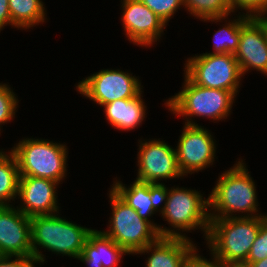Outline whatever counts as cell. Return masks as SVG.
<instances>
[{
    "label": "cell",
    "instance_id": "cell-1",
    "mask_svg": "<svg viewBox=\"0 0 267 267\" xmlns=\"http://www.w3.org/2000/svg\"><path fill=\"white\" fill-rule=\"evenodd\" d=\"M170 188L165 184L161 186V203L164 205L160 207V214L173 228L159 225V236L190 239L183 232L201 229L206 240L210 223L209 199L204 198L200 191L191 188H179L175 185Z\"/></svg>",
    "mask_w": 267,
    "mask_h": 267
},
{
    "label": "cell",
    "instance_id": "cell-2",
    "mask_svg": "<svg viewBox=\"0 0 267 267\" xmlns=\"http://www.w3.org/2000/svg\"><path fill=\"white\" fill-rule=\"evenodd\" d=\"M267 214L257 217L210 218L206 238L212 261L222 266L242 265Z\"/></svg>",
    "mask_w": 267,
    "mask_h": 267
},
{
    "label": "cell",
    "instance_id": "cell-3",
    "mask_svg": "<svg viewBox=\"0 0 267 267\" xmlns=\"http://www.w3.org/2000/svg\"><path fill=\"white\" fill-rule=\"evenodd\" d=\"M254 180L240 159L223 172L208 196L210 218L257 217L259 205ZM243 215L236 216L240 213ZM257 213V214H256ZM247 214V215H245Z\"/></svg>",
    "mask_w": 267,
    "mask_h": 267
},
{
    "label": "cell",
    "instance_id": "cell-4",
    "mask_svg": "<svg viewBox=\"0 0 267 267\" xmlns=\"http://www.w3.org/2000/svg\"><path fill=\"white\" fill-rule=\"evenodd\" d=\"M94 229L83 227L62 218L57 213L30 217L32 256L40 263L45 256L39 250L44 248L52 254L78 258Z\"/></svg>",
    "mask_w": 267,
    "mask_h": 267
},
{
    "label": "cell",
    "instance_id": "cell-5",
    "mask_svg": "<svg viewBox=\"0 0 267 267\" xmlns=\"http://www.w3.org/2000/svg\"><path fill=\"white\" fill-rule=\"evenodd\" d=\"M183 85V89L164 104L176 116L185 117V125L198 126L191 120L195 116L220 121L231 113L236 97L231 91L196 85L185 75Z\"/></svg>",
    "mask_w": 267,
    "mask_h": 267
},
{
    "label": "cell",
    "instance_id": "cell-6",
    "mask_svg": "<svg viewBox=\"0 0 267 267\" xmlns=\"http://www.w3.org/2000/svg\"><path fill=\"white\" fill-rule=\"evenodd\" d=\"M65 144L47 139L24 138L15 144L20 177H40L60 184L66 177L68 150Z\"/></svg>",
    "mask_w": 267,
    "mask_h": 267
},
{
    "label": "cell",
    "instance_id": "cell-7",
    "mask_svg": "<svg viewBox=\"0 0 267 267\" xmlns=\"http://www.w3.org/2000/svg\"><path fill=\"white\" fill-rule=\"evenodd\" d=\"M112 215L108 230L101 231L129 254L135 255L139 250L155 242L160 236L157 229L147 220L141 218L112 189L109 191Z\"/></svg>",
    "mask_w": 267,
    "mask_h": 267
},
{
    "label": "cell",
    "instance_id": "cell-8",
    "mask_svg": "<svg viewBox=\"0 0 267 267\" xmlns=\"http://www.w3.org/2000/svg\"><path fill=\"white\" fill-rule=\"evenodd\" d=\"M184 75L194 84L239 93L242 73L234 54L203 53L188 58ZM238 92V93H237Z\"/></svg>",
    "mask_w": 267,
    "mask_h": 267
},
{
    "label": "cell",
    "instance_id": "cell-9",
    "mask_svg": "<svg viewBox=\"0 0 267 267\" xmlns=\"http://www.w3.org/2000/svg\"><path fill=\"white\" fill-rule=\"evenodd\" d=\"M76 91L101 107L120 99L138 96L143 86L138 77L120 69H102L78 82Z\"/></svg>",
    "mask_w": 267,
    "mask_h": 267
},
{
    "label": "cell",
    "instance_id": "cell-10",
    "mask_svg": "<svg viewBox=\"0 0 267 267\" xmlns=\"http://www.w3.org/2000/svg\"><path fill=\"white\" fill-rule=\"evenodd\" d=\"M138 142L136 180L163 186L164 183H160L163 179L184 177L178 165L176 150L172 146L160 139H140Z\"/></svg>",
    "mask_w": 267,
    "mask_h": 267
},
{
    "label": "cell",
    "instance_id": "cell-11",
    "mask_svg": "<svg viewBox=\"0 0 267 267\" xmlns=\"http://www.w3.org/2000/svg\"><path fill=\"white\" fill-rule=\"evenodd\" d=\"M212 133L201 125H185L179 136L176 156L183 176L199 172L213 164L216 142Z\"/></svg>",
    "mask_w": 267,
    "mask_h": 267
},
{
    "label": "cell",
    "instance_id": "cell-12",
    "mask_svg": "<svg viewBox=\"0 0 267 267\" xmlns=\"http://www.w3.org/2000/svg\"><path fill=\"white\" fill-rule=\"evenodd\" d=\"M125 35L135 45L152 46L160 40L166 24L139 0H121Z\"/></svg>",
    "mask_w": 267,
    "mask_h": 267
},
{
    "label": "cell",
    "instance_id": "cell-13",
    "mask_svg": "<svg viewBox=\"0 0 267 267\" xmlns=\"http://www.w3.org/2000/svg\"><path fill=\"white\" fill-rule=\"evenodd\" d=\"M0 252L3 256H32L30 217L12 205L0 206Z\"/></svg>",
    "mask_w": 267,
    "mask_h": 267
},
{
    "label": "cell",
    "instance_id": "cell-14",
    "mask_svg": "<svg viewBox=\"0 0 267 267\" xmlns=\"http://www.w3.org/2000/svg\"><path fill=\"white\" fill-rule=\"evenodd\" d=\"M56 181L28 176L19 177L18 198L21 205L16 206L26 216L59 214ZM56 189V190H55Z\"/></svg>",
    "mask_w": 267,
    "mask_h": 267
},
{
    "label": "cell",
    "instance_id": "cell-15",
    "mask_svg": "<svg viewBox=\"0 0 267 267\" xmlns=\"http://www.w3.org/2000/svg\"><path fill=\"white\" fill-rule=\"evenodd\" d=\"M234 55L243 77L253 69L267 75V33L256 17L241 27L239 47Z\"/></svg>",
    "mask_w": 267,
    "mask_h": 267
},
{
    "label": "cell",
    "instance_id": "cell-16",
    "mask_svg": "<svg viewBox=\"0 0 267 267\" xmlns=\"http://www.w3.org/2000/svg\"><path fill=\"white\" fill-rule=\"evenodd\" d=\"M197 252V246L190 239L159 237L135 255H150L145 267H187Z\"/></svg>",
    "mask_w": 267,
    "mask_h": 267
},
{
    "label": "cell",
    "instance_id": "cell-17",
    "mask_svg": "<svg viewBox=\"0 0 267 267\" xmlns=\"http://www.w3.org/2000/svg\"><path fill=\"white\" fill-rule=\"evenodd\" d=\"M111 189L122 198L138 215L149 221L157 230L158 226L149 218L160 213L161 186L135 180L130 186H125L121 181H115Z\"/></svg>",
    "mask_w": 267,
    "mask_h": 267
},
{
    "label": "cell",
    "instance_id": "cell-18",
    "mask_svg": "<svg viewBox=\"0 0 267 267\" xmlns=\"http://www.w3.org/2000/svg\"><path fill=\"white\" fill-rule=\"evenodd\" d=\"M129 253L104 235L101 230L94 229L88 236L82 253L78 256L88 267H117L123 255Z\"/></svg>",
    "mask_w": 267,
    "mask_h": 267
},
{
    "label": "cell",
    "instance_id": "cell-19",
    "mask_svg": "<svg viewBox=\"0 0 267 267\" xmlns=\"http://www.w3.org/2000/svg\"><path fill=\"white\" fill-rule=\"evenodd\" d=\"M142 92L132 99H120L109 102L104 107L105 119L111 126L122 131H130L142 125L145 119L146 106Z\"/></svg>",
    "mask_w": 267,
    "mask_h": 267
},
{
    "label": "cell",
    "instance_id": "cell-20",
    "mask_svg": "<svg viewBox=\"0 0 267 267\" xmlns=\"http://www.w3.org/2000/svg\"><path fill=\"white\" fill-rule=\"evenodd\" d=\"M12 24L17 29H29L44 23L45 5L42 0H8Z\"/></svg>",
    "mask_w": 267,
    "mask_h": 267
},
{
    "label": "cell",
    "instance_id": "cell-21",
    "mask_svg": "<svg viewBox=\"0 0 267 267\" xmlns=\"http://www.w3.org/2000/svg\"><path fill=\"white\" fill-rule=\"evenodd\" d=\"M8 153V154H6ZM19 169L15 155L0 151V206L12 205L18 195Z\"/></svg>",
    "mask_w": 267,
    "mask_h": 267
},
{
    "label": "cell",
    "instance_id": "cell-22",
    "mask_svg": "<svg viewBox=\"0 0 267 267\" xmlns=\"http://www.w3.org/2000/svg\"><path fill=\"white\" fill-rule=\"evenodd\" d=\"M237 19L227 21L222 28L213 35V52L208 54H235L239 47L240 29L251 16L239 12Z\"/></svg>",
    "mask_w": 267,
    "mask_h": 267
},
{
    "label": "cell",
    "instance_id": "cell-23",
    "mask_svg": "<svg viewBox=\"0 0 267 267\" xmlns=\"http://www.w3.org/2000/svg\"><path fill=\"white\" fill-rule=\"evenodd\" d=\"M183 3L184 9L203 22H226L233 13L227 0H183Z\"/></svg>",
    "mask_w": 267,
    "mask_h": 267
},
{
    "label": "cell",
    "instance_id": "cell-24",
    "mask_svg": "<svg viewBox=\"0 0 267 267\" xmlns=\"http://www.w3.org/2000/svg\"><path fill=\"white\" fill-rule=\"evenodd\" d=\"M16 96L8 84L0 83V132L2 124H7L15 117L16 108L19 105Z\"/></svg>",
    "mask_w": 267,
    "mask_h": 267
},
{
    "label": "cell",
    "instance_id": "cell-25",
    "mask_svg": "<svg viewBox=\"0 0 267 267\" xmlns=\"http://www.w3.org/2000/svg\"><path fill=\"white\" fill-rule=\"evenodd\" d=\"M153 11L163 22L167 23L173 18L175 12L184 7L183 0H139Z\"/></svg>",
    "mask_w": 267,
    "mask_h": 267
},
{
    "label": "cell",
    "instance_id": "cell-26",
    "mask_svg": "<svg viewBox=\"0 0 267 267\" xmlns=\"http://www.w3.org/2000/svg\"><path fill=\"white\" fill-rule=\"evenodd\" d=\"M267 257V217L261 222L259 232L254 240L246 261L241 265L247 267L250 263Z\"/></svg>",
    "mask_w": 267,
    "mask_h": 267
},
{
    "label": "cell",
    "instance_id": "cell-27",
    "mask_svg": "<svg viewBox=\"0 0 267 267\" xmlns=\"http://www.w3.org/2000/svg\"><path fill=\"white\" fill-rule=\"evenodd\" d=\"M231 10H245L246 15L257 17L267 13V0H227Z\"/></svg>",
    "mask_w": 267,
    "mask_h": 267
},
{
    "label": "cell",
    "instance_id": "cell-28",
    "mask_svg": "<svg viewBox=\"0 0 267 267\" xmlns=\"http://www.w3.org/2000/svg\"><path fill=\"white\" fill-rule=\"evenodd\" d=\"M35 264L41 265L33 256H3L0 258V267H35Z\"/></svg>",
    "mask_w": 267,
    "mask_h": 267
},
{
    "label": "cell",
    "instance_id": "cell-29",
    "mask_svg": "<svg viewBox=\"0 0 267 267\" xmlns=\"http://www.w3.org/2000/svg\"><path fill=\"white\" fill-rule=\"evenodd\" d=\"M7 25L15 27L12 24L8 0H0V32L4 29V26Z\"/></svg>",
    "mask_w": 267,
    "mask_h": 267
},
{
    "label": "cell",
    "instance_id": "cell-30",
    "mask_svg": "<svg viewBox=\"0 0 267 267\" xmlns=\"http://www.w3.org/2000/svg\"><path fill=\"white\" fill-rule=\"evenodd\" d=\"M210 260L211 259L207 260L205 257L200 256V254H197L187 267H223L222 265Z\"/></svg>",
    "mask_w": 267,
    "mask_h": 267
},
{
    "label": "cell",
    "instance_id": "cell-31",
    "mask_svg": "<svg viewBox=\"0 0 267 267\" xmlns=\"http://www.w3.org/2000/svg\"><path fill=\"white\" fill-rule=\"evenodd\" d=\"M247 267H267V257L256 262H252Z\"/></svg>",
    "mask_w": 267,
    "mask_h": 267
},
{
    "label": "cell",
    "instance_id": "cell-32",
    "mask_svg": "<svg viewBox=\"0 0 267 267\" xmlns=\"http://www.w3.org/2000/svg\"><path fill=\"white\" fill-rule=\"evenodd\" d=\"M267 13L257 16L256 18L264 25L267 33Z\"/></svg>",
    "mask_w": 267,
    "mask_h": 267
},
{
    "label": "cell",
    "instance_id": "cell-33",
    "mask_svg": "<svg viewBox=\"0 0 267 267\" xmlns=\"http://www.w3.org/2000/svg\"><path fill=\"white\" fill-rule=\"evenodd\" d=\"M223 267H244V266H241V265H235V266H223Z\"/></svg>",
    "mask_w": 267,
    "mask_h": 267
}]
</instances>
